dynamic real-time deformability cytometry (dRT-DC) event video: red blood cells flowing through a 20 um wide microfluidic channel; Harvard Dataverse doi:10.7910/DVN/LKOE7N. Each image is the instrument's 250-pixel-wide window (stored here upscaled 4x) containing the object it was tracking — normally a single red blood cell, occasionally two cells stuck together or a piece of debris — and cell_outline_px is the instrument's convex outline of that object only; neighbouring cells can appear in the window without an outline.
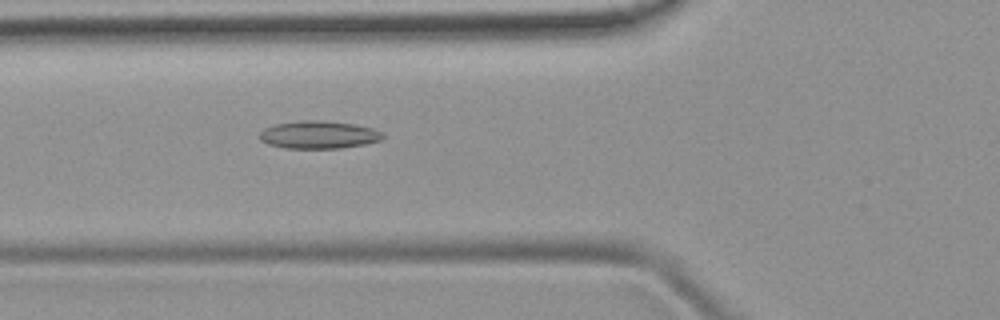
{"species": "common noctule bat (a hibernating species)", "species_latin": "Nyctalus noctula", "temperature_condition": "room temperature", "stored_images_in_passage": 49, "camera_frame_rate_fps": 3000, "um_per_image_px": 0.085, "animal": {"sex": "female", "body_mass_g": 19.9}, "frame": {"image": 1, "passage_image": 17, "time_ms": 5.333, "image_size_px": [1000, 320], "cell_outline_px": [[384, 136], [380, 140], [364, 144], [340, 148], [284, 148], [268, 144], [260, 140], [260, 132], [264, 128], [276, 124], [300, 120], [316, 120], [356, 124], [372, 128], [384, 132]], "centroid_in_image_um": [27.09, 11.45], "position_along_channel_um": 98.7, "area_um2": 19.88}}
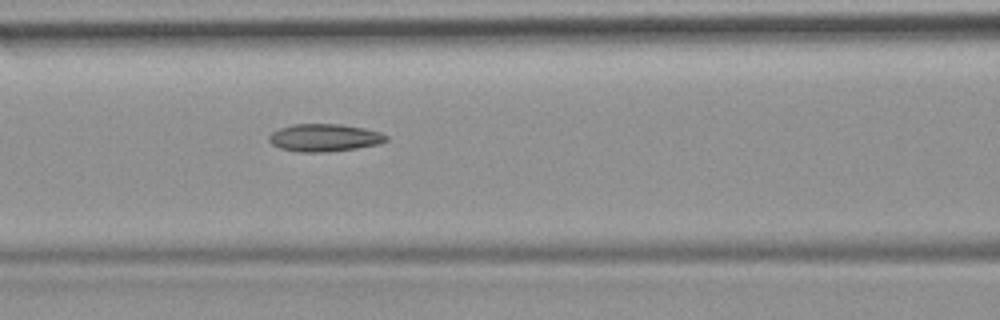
{"frame": {"image": 2, "passage_image": 20, "time_ms": 6.333, "image_size_px": [1000, 320], "cell_outline_px": [[388, 140], [380, 144], [356, 148], [324, 152], [300, 152], [280, 148], [272, 144], [268, 140], [268, 136], [272, 132], [280, 128], [292, 124], [340, 124], [364, 128], [380, 132], [388, 136]], "centroid_in_image_um": [27.58, 11.7], "position_along_channel_um": 139.0, "area_um2": 18.84}}
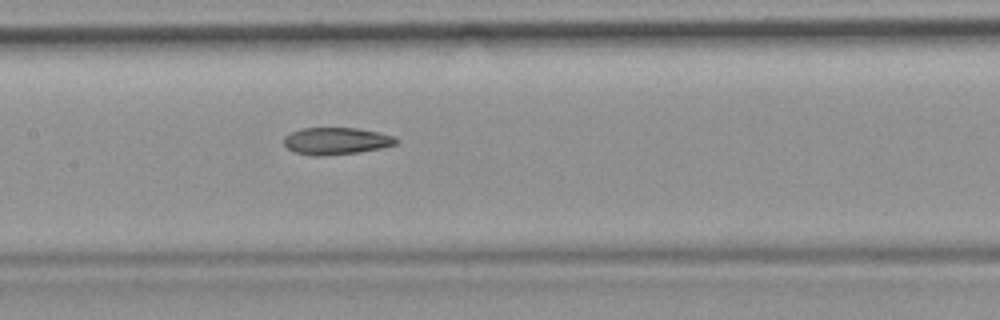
{"frame": {"image": 3, "passage_image": 23, "time_ms": 7.333, "image_size_px": [1000, 320], "cell_outline_px": [[400, 140], [396, 144], [380, 148], [360, 152], [320, 156], [316, 156], [292, 152], [284, 144], [284, 136], [292, 132], [304, 128], [356, 128], [380, 132], [396, 136]], "centroid_in_image_um": [28.61, 11.98], "position_along_channel_um": 178.8, "area_um2": 17.8}, "authors_computed_cell_mechanics": {"area_um2": 18.785, "velocity_mm_per_s": 3.9847, "shape_relaxation_time_tau1_ms": null, "shape_relaxation_time_tau2_ms": 4.2574, "deformation_change_tau1": null, "deformation_change_tau2": 0.1251}}